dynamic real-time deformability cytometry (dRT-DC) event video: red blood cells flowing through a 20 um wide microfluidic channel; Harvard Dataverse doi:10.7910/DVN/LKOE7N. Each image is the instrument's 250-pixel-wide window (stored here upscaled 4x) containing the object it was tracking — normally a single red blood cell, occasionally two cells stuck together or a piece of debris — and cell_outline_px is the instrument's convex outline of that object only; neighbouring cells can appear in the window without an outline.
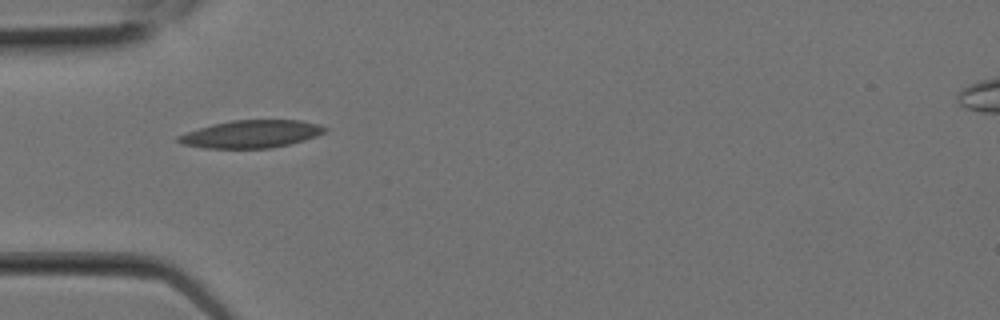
{"species": "Egyptian fruit bat (a non-hibernating species)", "species_latin": "Rousettus aegyptiacus", "temperature_condition": "room temperature", "stored_images_in_passage": 2, "camera_frame_rate_fps": 3000, "um_per_image_px": 0.085, "animal": {"sex": "female"}, "frame": {"image": 1, "passage_image": 1, "time_ms": 0.0, "image_size_px": [1000, 320], "cell_outline_px": [[328, 128], [324, 132], [316, 136], [304, 140], [272, 148], [204, 148], [180, 144], [176, 140], [176, 136], [212, 124], [232, 120], [300, 120], [320, 124]], "centroid_in_image_um": [21.35, 11.39], "position_along_channel_um": 63.7, "area_um2": 23.58}}